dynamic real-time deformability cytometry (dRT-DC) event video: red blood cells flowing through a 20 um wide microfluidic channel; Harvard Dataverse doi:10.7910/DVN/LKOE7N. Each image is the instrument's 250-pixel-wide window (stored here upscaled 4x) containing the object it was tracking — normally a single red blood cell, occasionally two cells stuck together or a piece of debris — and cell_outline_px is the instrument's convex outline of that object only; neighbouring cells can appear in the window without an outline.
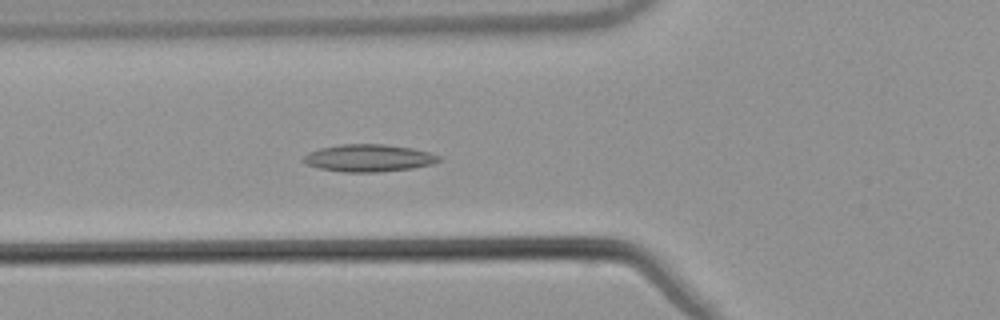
{"species": "common noctule bat (a hibernating species)", "species_latin": "Nyctalus noctula", "temperature_condition": "warm", "stored_images_in_passage": 45, "segment_of_instrument_passage": [1, 2], "camera_frame_rate_fps": 3000, "um_per_image_px": 0.085, "animal": {"sex": "male", "body_mass_g": 21.5, "forearm_length_mm": 52.0}, "frame": {"image": 1, "passage_image": 10, "time_ms": 3.0, "image_size_px": [1000, 320], "cell_outline_px": [[440, 160], [432, 164], [412, 168], [380, 172], [340, 172], [320, 168], [304, 164], [300, 160], [308, 152], [320, 148], [340, 144], [384, 144], [412, 148], [428, 152], [440, 156]], "centroid_in_image_um": [31.29, 13.43], "position_along_channel_um": 94.5, "area_um2": 21.68}}
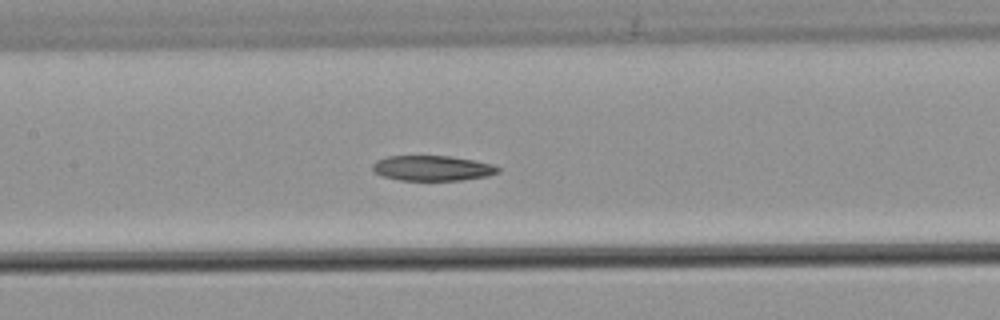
{"frame": {"image": 2, "passage_image": 16, "time_ms": 5.0, "image_size_px": [1000, 320], "cell_outline_px": [[500, 172], [488, 176], [460, 180], [400, 180], [380, 176], [372, 172], [372, 164], [376, 160], [388, 156], [448, 156], [472, 160], [492, 164], [500, 168]], "centroid_in_image_um": [36.7, 14.3], "position_along_channel_um": 170.7, "area_um2": 18.5}}
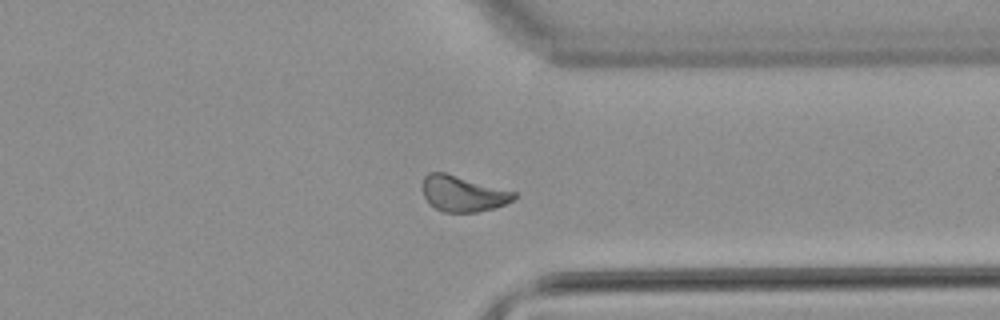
{"frame": {"image": 3, "passage_image": 32, "time_ms": 10.333, "image_size_px": [1000, 320], "cell_outline_px": [[520, 196], [496, 208], [476, 212], [444, 212], [436, 208], [424, 196], [420, 188], [420, 184], [424, 176], [428, 172], [444, 172], [516, 192]], "centroid_in_image_um": [39.33, 16.45], "position_along_channel_um": 372.1, "area_um2": 19.19}}